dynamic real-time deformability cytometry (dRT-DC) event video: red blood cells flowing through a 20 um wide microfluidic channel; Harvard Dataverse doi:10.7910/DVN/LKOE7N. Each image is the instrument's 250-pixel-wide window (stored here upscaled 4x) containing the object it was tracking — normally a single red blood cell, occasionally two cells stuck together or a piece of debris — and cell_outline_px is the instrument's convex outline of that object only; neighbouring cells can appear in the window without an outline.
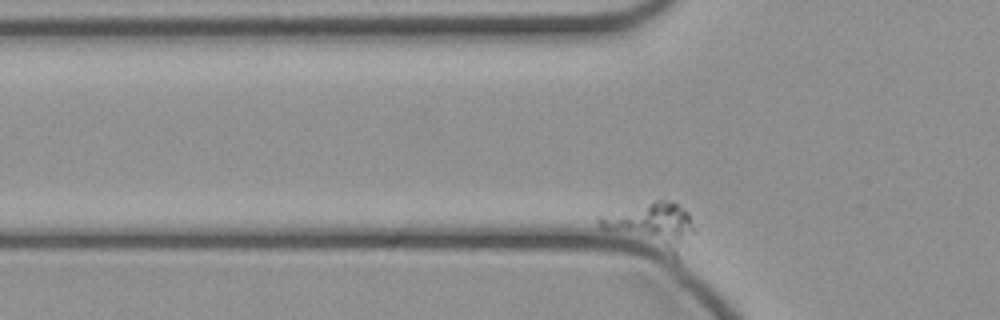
{"species": "common noctule bat (a hibernating species)", "species_latin": "Nyctalus noctula", "temperature_condition": "cold", "stored_images_in_passage": 47, "camera_frame_rate_fps": 3000, "um_per_image_px": 0.085, "animal": {"sex": "female", "body_mass_g": 21.9}, "frame": {"image": 1, "passage_image": 7, "time_ms": 2.0, "image_size_px": [1000, 320], "cell_outline_px": [[696, 232], [688, 244], [676, 260], [600, 228], [596, 220], [600, 216], [656, 200], [668, 200], [676, 204], [688, 212], [696, 228]], "centroid_in_image_um": [55.49, 19.26], "position_along_channel_um": 70.3, "area_um2": 25.84}}
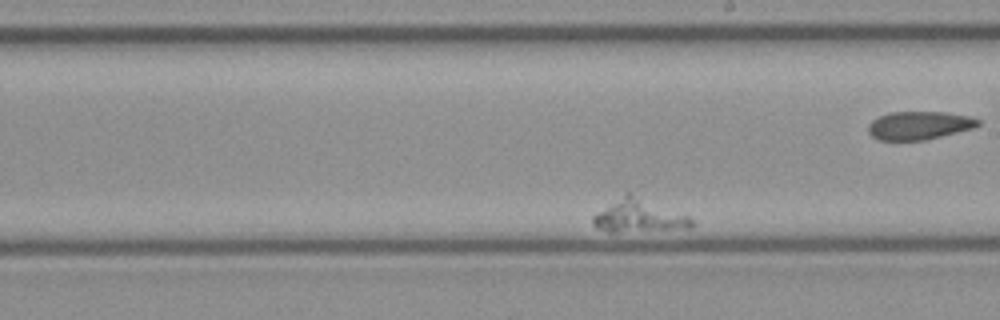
{"frame": {"image": 2, "passage_image": 25, "time_ms": 8.0, "image_size_px": [1000, 320], "cell_outline_px": [[696, 224], [692, 228], [616, 232], [608, 232], [596, 228], [592, 224], [592, 216], [624, 192], [632, 192], [688, 216]], "centroid_in_image_um": [54.28, 18.34], "position_along_channel_um": 234.7, "area_um2": 19.19}}
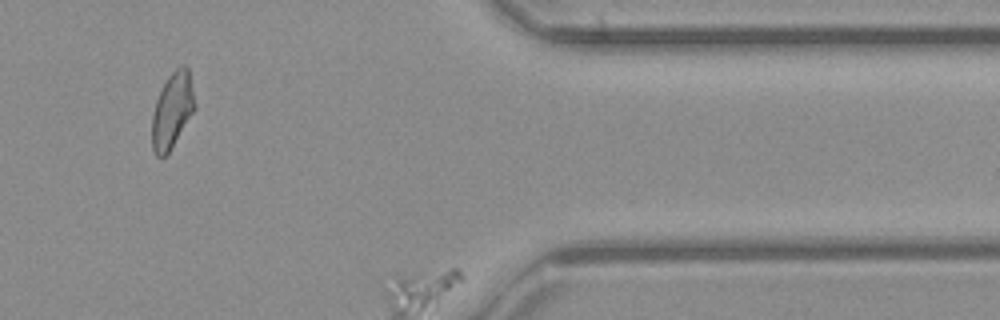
{"frame": {"image": 3, "passage_image": 40, "time_ms": 13.0, "image_size_px": [1000, 320], "cell_outline_px": [[196, 108], [168, 152], [160, 160], [156, 156], [152, 148], [152, 116], [156, 100], [168, 76], [180, 64], [184, 64], [188, 68], [196, 104]], "centroid_in_image_um": [14.64, 9.37], "position_along_channel_um": 396.8, "area_um2": 18.73}}